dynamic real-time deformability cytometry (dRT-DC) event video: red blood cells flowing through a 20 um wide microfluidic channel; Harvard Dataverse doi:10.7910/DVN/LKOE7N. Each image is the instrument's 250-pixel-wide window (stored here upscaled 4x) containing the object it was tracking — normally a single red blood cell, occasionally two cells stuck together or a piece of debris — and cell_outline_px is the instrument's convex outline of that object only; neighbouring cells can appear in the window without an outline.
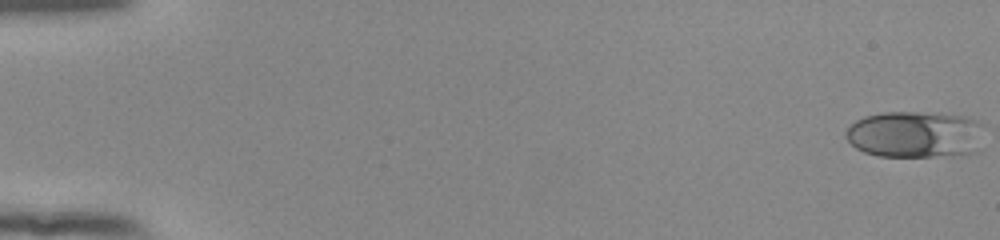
{"species": "human", "species_latin": "Homo sapiens", "temperature_condition": "room temperature", "stored_images_in_passage": 54, "camera_frame_rate_fps": 3000, "um_per_image_px": 0.085, "donor": {"sex": "female"}, "frame": {"image": 1, "passage_image": 1, "time_ms": 0.0, "image_size_px": [1000, 240], "cell_outline_px": [[984, 124], [976, 152], [952, 156], [880, 156], [864, 152], [856, 148], [844, 136], [844, 132], [856, 120], [864, 116], [884, 112], [940, 112], [964, 116], [976, 120]], "centroid_in_image_um": [77.8, 11.41], "position_along_channel_um": 7.2, "area_um2": 38.03}}
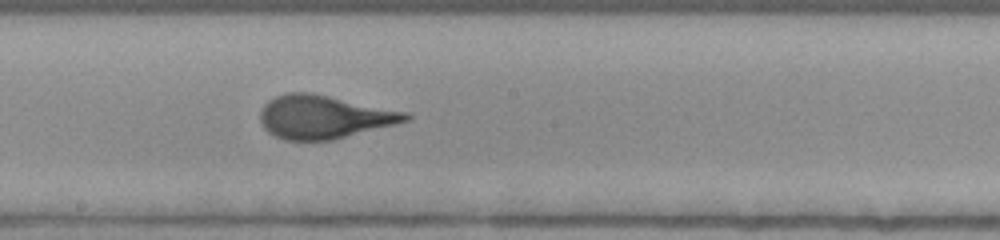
{"frame": {"image": 2, "passage_image": 31, "time_ms": 10.0, "image_size_px": [1000, 240], "cell_outline_px": [[412, 116], [408, 120], [396, 124], [332, 140], [284, 140], [268, 132], [264, 128], [260, 120], [260, 112], [264, 104], [268, 100], [276, 96], [288, 92], [312, 92], [408, 112]], "centroid_in_image_um": [27.52, 9.93], "position_along_channel_um": 220.7, "area_um2": 36.76}}
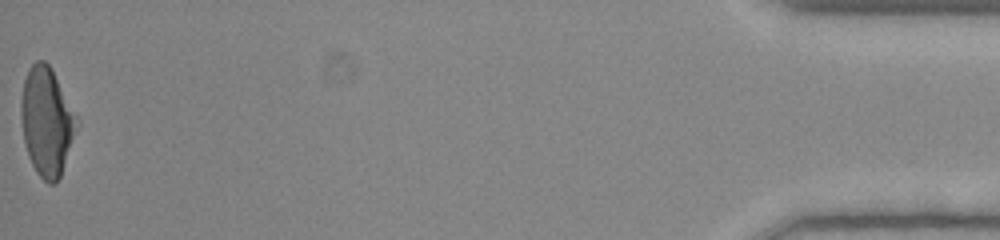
{"frame": {"image": 3, "passage_image": 54, "time_ms": 17.667, "image_size_px": [1000, 240], "cell_outline_px": [[80, 120], [60, 176], [56, 184], [48, 184], [36, 172], [28, 156], [24, 140], [20, 116], [20, 104], [24, 80], [28, 68], [36, 60], [44, 60], [52, 68]], "centroid_in_image_um": [3.97, 10.3], "position_along_channel_um": 431.2, "area_um2": 35.43}, "authors_computed_cell_mechanics": {"area_um2": 36.0094, "velocity_mm_per_s": 3.9273, "shape_relaxation_time_tau1_ms": 5.4636, "shape_relaxation_time_tau2_ms": null, "deformation_change_tau1": 0.2114, "deformation_change_tau2": null}}